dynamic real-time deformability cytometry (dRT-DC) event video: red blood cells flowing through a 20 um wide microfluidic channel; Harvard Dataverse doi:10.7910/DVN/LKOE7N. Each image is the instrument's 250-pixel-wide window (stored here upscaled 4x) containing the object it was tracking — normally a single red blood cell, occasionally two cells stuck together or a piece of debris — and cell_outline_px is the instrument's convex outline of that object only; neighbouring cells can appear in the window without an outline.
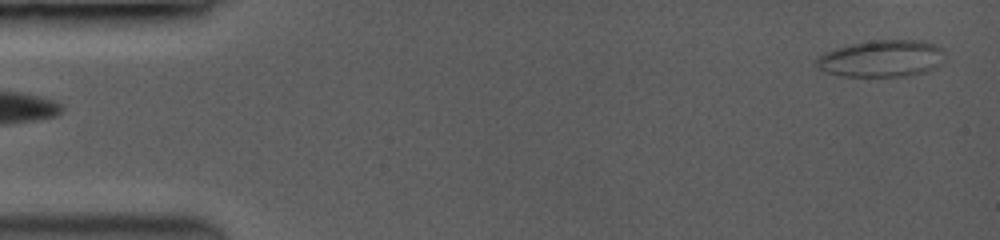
{"species": "common noctule bat (a hibernating species)", "species_latin": "Nyctalus noctula", "temperature_condition": "room temperature", "stored_images_in_passage": 25, "camera_frame_rate_fps": 3500, "um_per_image_px": 0.085, "animal": {"sex": "female", "body_mass_g": 19.0, "forearm_length_mm": 53.3}, "frame": {"image": 1, "passage_image": 1, "time_ms": 0.0, "image_size_px": [1000, 240], "cell_outline_px": [[944, 64], [928, 72], [912, 76], [840, 76], [828, 72], [820, 68], [816, 60], [820, 56], [828, 52], [840, 48], [856, 44], [880, 40], [912, 40], [932, 44], [936, 48]], "centroid_in_image_um": [74.97, 5.02], "position_along_channel_um": 10.0, "area_um2": 26.65}}